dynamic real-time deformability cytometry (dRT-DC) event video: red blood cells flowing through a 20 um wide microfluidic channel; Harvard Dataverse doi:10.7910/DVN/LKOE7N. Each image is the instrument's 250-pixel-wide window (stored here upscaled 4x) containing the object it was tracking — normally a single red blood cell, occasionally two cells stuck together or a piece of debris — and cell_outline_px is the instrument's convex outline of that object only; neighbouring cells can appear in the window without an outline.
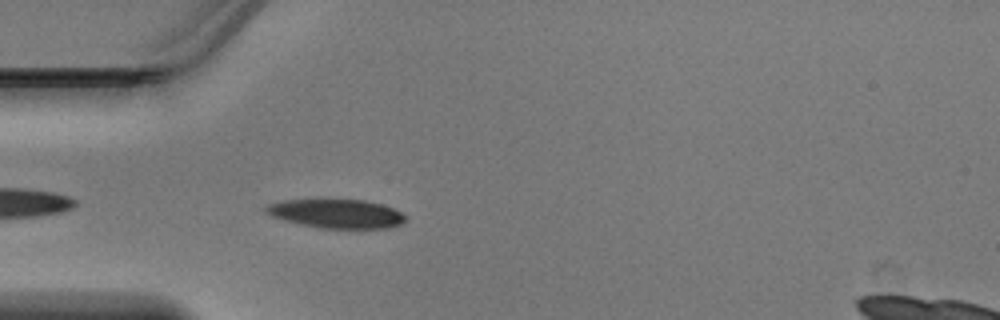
{"species": "Egyptian fruit bat (a non-hibernating species)", "species_latin": "Rousettus aegyptiacus", "temperature_condition": "warm", "stored_images_in_passage": 17, "camera_frame_rate_fps": 3000, "um_per_image_px": 0.085, "animal": {"sex": "male"}, "frame": {"image": 1, "passage_image": 2, "time_ms": 0.333, "image_size_px": [1000, 320], "cell_outline_px": [[408, 220], [400, 224], [388, 228], [320, 228], [300, 224], [284, 220], [272, 216], [264, 212], [264, 208], [268, 204], [284, 200], [364, 200], [380, 204], [392, 208], [400, 212]], "centroid_in_image_um": [28.58, 18.17], "position_along_channel_um": 56.4, "area_um2": 23.29}}
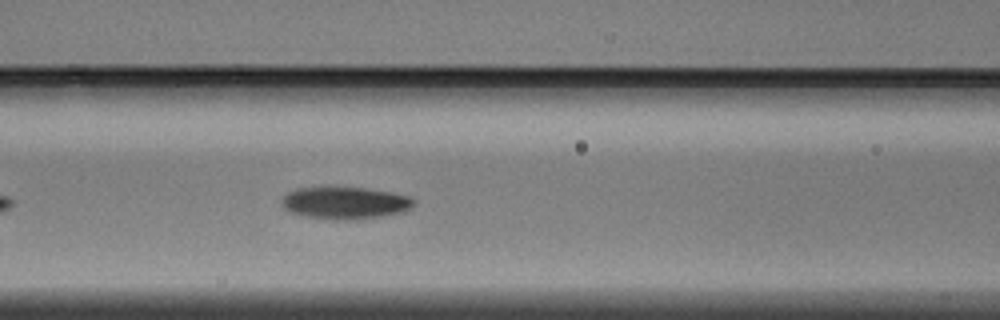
{"frame": {"image": 2, "passage_image": 8, "time_ms": 2.333, "image_size_px": [1000, 320], "cell_outline_px": [[416, 204], [404, 212], [380, 216], [344, 220], [340, 220], [308, 216], [292, 212], [284, 208], [280, 200], [288, 192], [296, 188], [368, 188], [392, 192], [408, 196], [416, 200]], "centroid_in_image_um": [29.37, 17.24], "position_along_channel_um": 137.2, "area_um2": 24.45}}
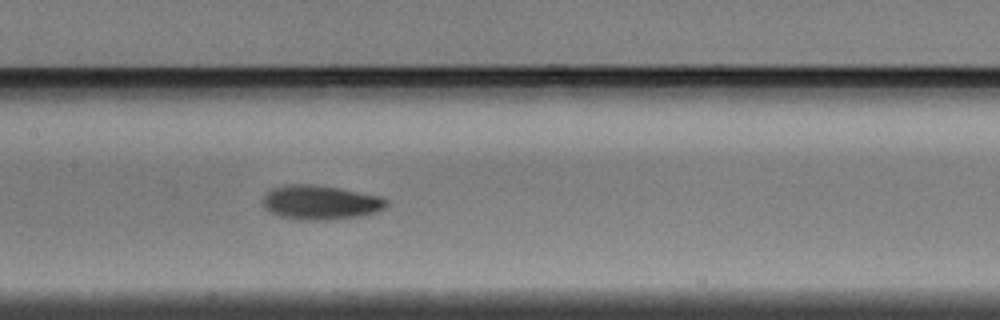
{"frame": {"image": 3, "passage_image": 11, "time_ms": 3.333, "image_size_px": [1000, 320], "cell_outline_px": [[388, 204], [384, 208], [376, 212], [364, 216], [328, 220], [296, 220], [280, 216], [268, 212], [260, 204], [260, 200], [272, 188], [284, 184], [312, 184], [340, 188], [380, 196], [388, 200]], "centroid_in_image_um": [27.2, 17.21], "position_along_channel_um": 180.2, "area_um2": 25.26}}